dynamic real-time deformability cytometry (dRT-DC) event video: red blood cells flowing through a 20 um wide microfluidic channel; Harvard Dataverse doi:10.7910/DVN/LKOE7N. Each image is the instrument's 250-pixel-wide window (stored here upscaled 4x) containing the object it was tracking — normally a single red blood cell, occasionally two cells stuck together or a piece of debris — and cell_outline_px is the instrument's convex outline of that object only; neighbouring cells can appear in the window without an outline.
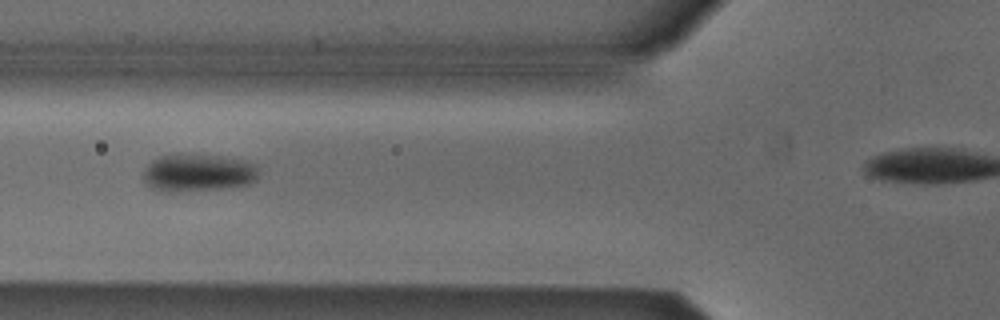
{"species": "Egyptian fruit bat (a non-hibernating species)", "species_latin": "Rousettus aegyptiacus", "temperature_condition": "cold", "stored_images_in_passage": 30, "camera_frame_rate_fps": 3000, "um_per_image_px": 0.085, "animal": {"sex": "male"}, "frame": {"image": 1, "passage_image": 4, "time_ms": 1.0, "image_size_px": [1000, 320], "cell_outline_px": [[256, 180], [248, 184], [220, 188], [168, 192], [164, 192], [152, 188], [144, 180], [144, 168], [152, 160], [160, 156], [176, 152], [180, 152], [224, 156], [248, 160], [256, 164]], "centroid_in_image_um": [16.81, 14.63], "position_along_channel_um": 109.0, "area_um2": 25.66}}
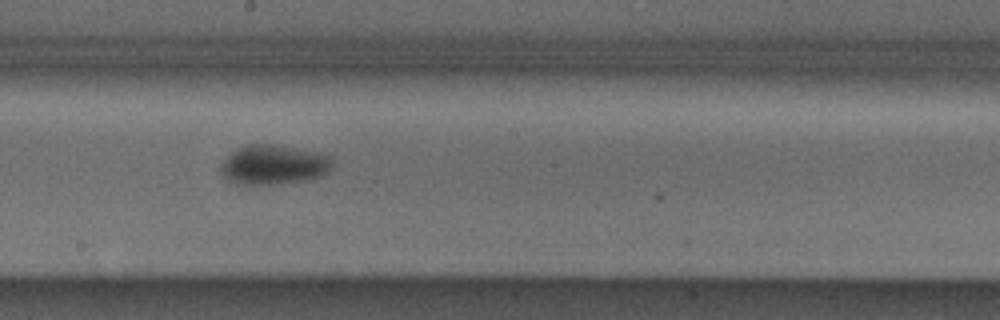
{"frame": {"image": 2, "passage_image": 13, "time_ms": 4.0, "image_size_px": [1000, 320], "cell_outline_px": [[332, 168], [328, 172], [320, 176], [304, 180], [272, 184], [236, 184], [228, 180], [220, 172], [220, 164], [236, 148], [248, 144], [276, 144], [332, 156]], "centroid_in_image_um": [23.23, 14.0], "position_along_channel_um": 225.0, "area_um2": 25.66}}
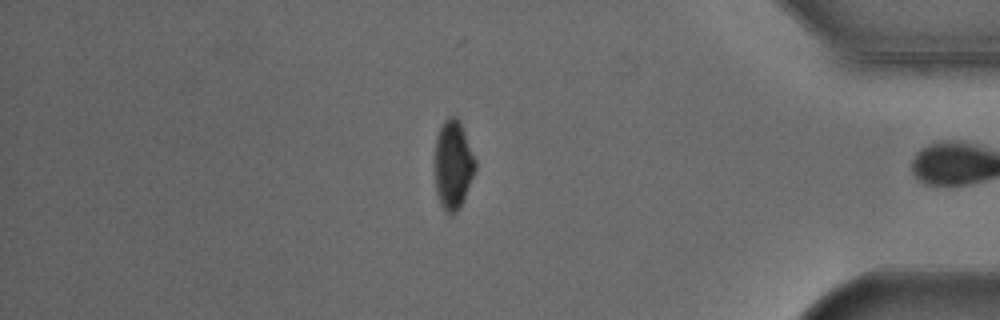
{"frame": {"image": 3, "passage_image": 29, "time_ms": 9.333, "image_size_px": [1000, 320], "cell_outline_px": [[476, 168], [460, 208], [452, 216], [444, 212], [440, 204], [436, 192], [436, 136], [444, 120], [448, 116], [456, 116], [460, 120], [476, 160]], "centroid_in_image_um": [38.52, 14.01], "position_along_channel_um": 396.7, "area_um2": 20.98}}